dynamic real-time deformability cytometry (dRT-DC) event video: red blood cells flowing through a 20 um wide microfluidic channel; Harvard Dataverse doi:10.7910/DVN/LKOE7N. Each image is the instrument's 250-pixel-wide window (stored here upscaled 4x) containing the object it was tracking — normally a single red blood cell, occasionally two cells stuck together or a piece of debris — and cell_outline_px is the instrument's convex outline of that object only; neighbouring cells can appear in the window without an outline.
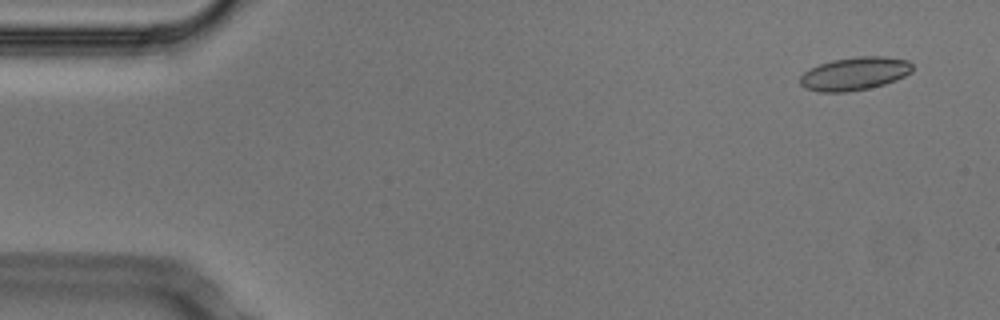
{"species": "Egyptian fruit bat (a non-hibernating species)", "species_latin": "Rousettus aegyptiacus", "temperature_condition": "cold", "stored_images_in_passage": 51, "camera_frame_rate_fps": 3000, "um_per_image_px": 0.085, "animal": {"sex": "male"}, "frame": {"image": 1, "passage_image": 1, "time_ms": 0.0, "image_size_px": [1000, 320], "cell_outline_px": [[912, 72], [896, 80], [884, 84], [868, 88], [848, 92], [816, 92], [804, 88], [800, 84], [800, 76], [804, 72], [820, 64], [832, 60], [856, 56], [884, 56], [908, 60], [912, 64]], "centroid_in_image_um": [72.64, 6.26], "position_along_channel_um": 12.4, "area_um2": 21.79}}
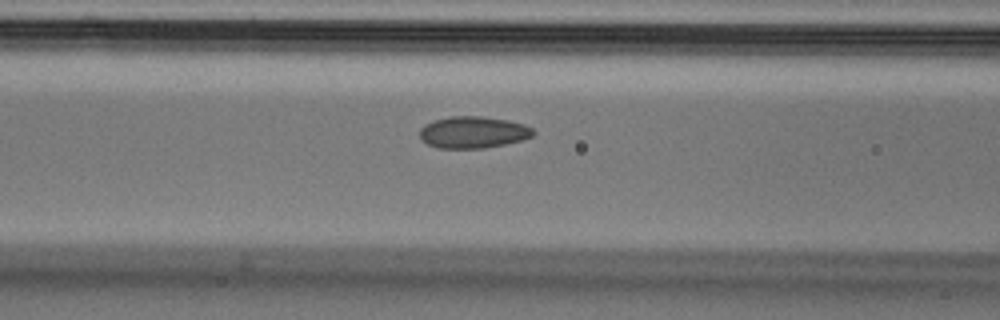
{"frame": {"image": 2, "passage_image": 19, "time_ms": 6.0, "image_size_px": [1000, 320], "cell_outline_px": [[536, 132], [532, 136], [524, 140], [484, 148], [440, 148], [428, 144], [420, 136], [420, 128], [424, 124], [448, 116], [484, 116], [508, 120], [524, 124], [532, 128]], "centroid_in_image_um": [40.25, 11.23], "position_along_channel_um": 126.4, "area_um2": 21.04}}
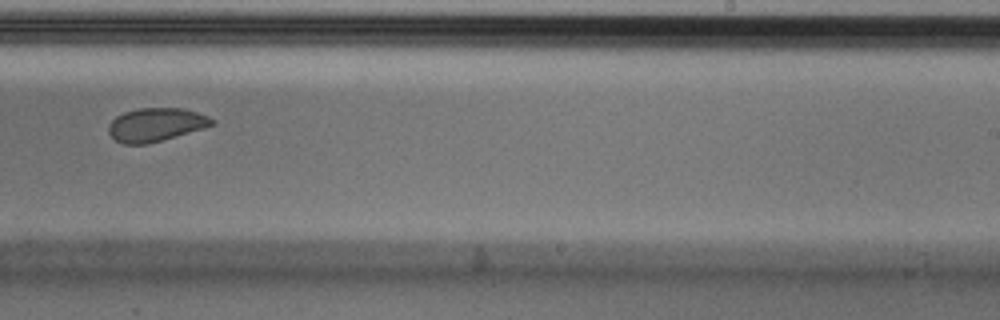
{"frame": {"image": 3, "passage_image": 31, "time_ms": 10.0, "image_size_px": [1000, 320], "cell_outline_px": [[216, 124], [204, 128], [148, 144], [124, 144], [116, 140], [108, 132], [108, 124], [116, 116], [124, 112], [140, 108], [180, 108], [196, 112], [208, 116], [216, 120]], "centroid_in_image_um": [13.25, 10.6], "position_along_channel_um": 275.7, "area_um2": 20.11}, "authors_computed_cell_mechanics": {"area_um2": 21.2704, "velocity_mm_per_s": 3.7372, "shape_relaxation_time_tau1_ms": null, "shape_relaxation_time_tau2_ms": 1.437, "deformation_change_tau1": null, "deformation_change_tau2": 0.05}}